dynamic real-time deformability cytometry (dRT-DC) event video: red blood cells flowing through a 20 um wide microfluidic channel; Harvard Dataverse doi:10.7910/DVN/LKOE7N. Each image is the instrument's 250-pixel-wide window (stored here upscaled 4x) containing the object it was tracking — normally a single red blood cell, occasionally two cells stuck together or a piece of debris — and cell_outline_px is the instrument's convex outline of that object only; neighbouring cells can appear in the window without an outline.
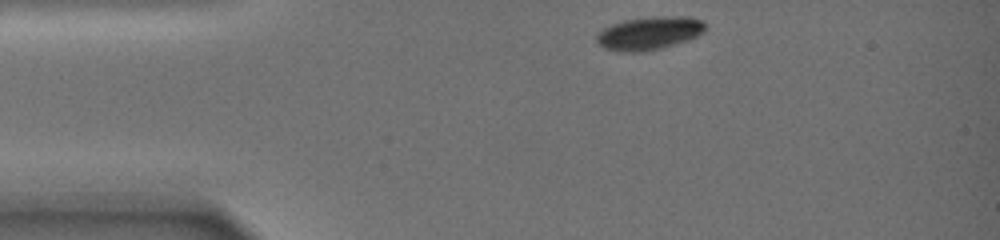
{"species": "common noctule bat (a hibernating species)", "species_latin": "Nyctalus noctula", "temperature_condition": "warm", "stored_images_in_passage": 48, "camera_frame_rate_fps": 3000, "um_per_image_px": 0.085, "animal": {"sex": "female", "body_mass_g": 19.0, "forearm_length_mm": 51.5}, "frame": {"image": 1, "passage_image": 1, "time_ms": 0.0, "image_size_px": [1000, 240], "cell_outline_px": [[704, 32], [688, 40], [676, 44], [644, 52], [620, 52], [604, 48], [596, 40], [596, 32], [612, 24], [624, 20], [652, 16], [688, 16], [704, 20]], "centroid_in_image_um": [55.18, 2.81], "position_along_channel_um": 29.8, "area_um2": 21.21}}
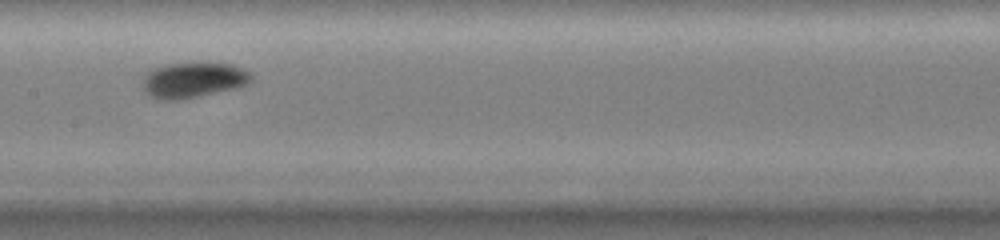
{"frame": {"image": 2, "passage_image": 27, "time_ms": 6.667, "image_size_px": [1000, 240], "cell_outline_px": [[252, 80], [248, 84], [240, 88], [180, 100], [156, 100], [148, 96], [144, 92], [140, 84], [144, 76], [148, 72], [156, 68], [172, 64], [228, 64], [252, 72]], "centroid_in_image_um": [16.41, 6.85], "position_along_channel_um": 191.0, "area_um2": 22.54}}
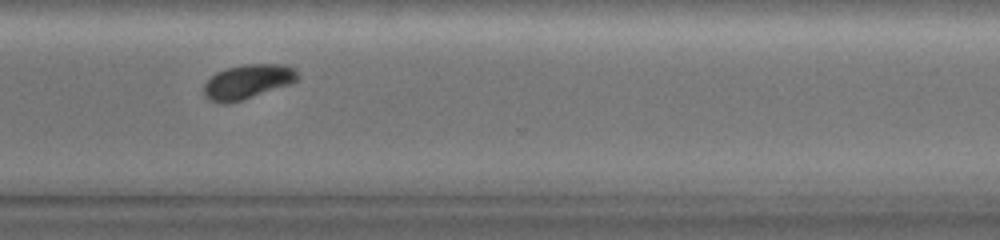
{"frame": {"image": 3, "passage_image": 47, "time_ms": 11.667, "image_size_px": [1000, 240], "cell_outline_px": [[300, 76], [296, 80], [288, 84], [244, 100], [228, 104], [220, 104], [208, 100], [204, 96], [204, 84], [216, 72], [228, 68], [244, 64], [288, 64], [296, 68]], "centroid_in_image_um": [21.05, 6.95], "position_along_channel_um": 349.6, "area_um2": 19.02}}